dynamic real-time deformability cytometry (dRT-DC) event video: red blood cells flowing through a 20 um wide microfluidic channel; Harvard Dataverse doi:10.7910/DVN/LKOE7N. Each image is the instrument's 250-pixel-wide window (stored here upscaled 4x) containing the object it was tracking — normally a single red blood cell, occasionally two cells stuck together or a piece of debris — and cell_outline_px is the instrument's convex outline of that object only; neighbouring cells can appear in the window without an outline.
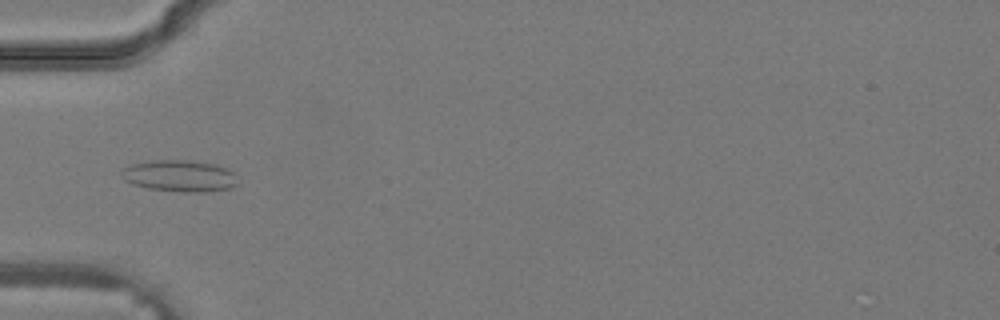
{"species": "common noctule bat (a hibernating species)", "species_latin": "Nyctalus noctula", "temperature_condition": "warm", "stored_images_in_passage": 26, "camera_frame_rate_fps": 3000, "um_per_image_px": 0.085, "animal": {"sex": "male", "body_mass_g": 19.2, "forearm_length_mm": 51.8}, "frame": {"image": 1, "passage_image": 2, "time_ms": 0.333, "image_size_px": [1000, 320], "cell_outline_px": [[236, 184], [228, 188], [208, 192], [184, 192], [148, 188], [132, 184], [124, 180], [120, 172], [124, 168], [132, 164], [156, 160], [188, 160], [216, 164], [228, 168], [236, 172]], "centroid_in_image_um": [15.29, 14.95], "position_along_channel_um": 69.7, "area_um2": 21.44}}
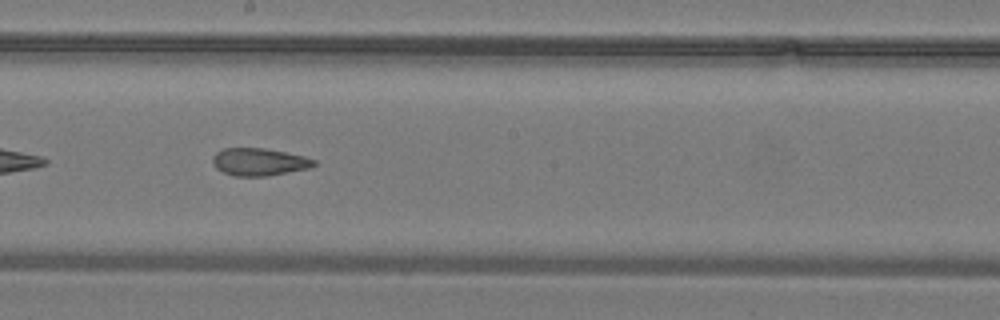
{"frame": {"image": 2, "passage_image": 10, "time_ms": 3.0, "image_size_px": [1000, 320], "cell_outline_px": [[316, 164], [312, 168], [268, 176], [232, 176], [216, 168], [212, 164], [212, 156], [216, 152], [224, 148], [264, 148], [304, 156], [316, 160]], "centroid_in_image_um": [22.03, 13.77], "position_along_channel_um": 226.2, "area_um2": 16.42}}
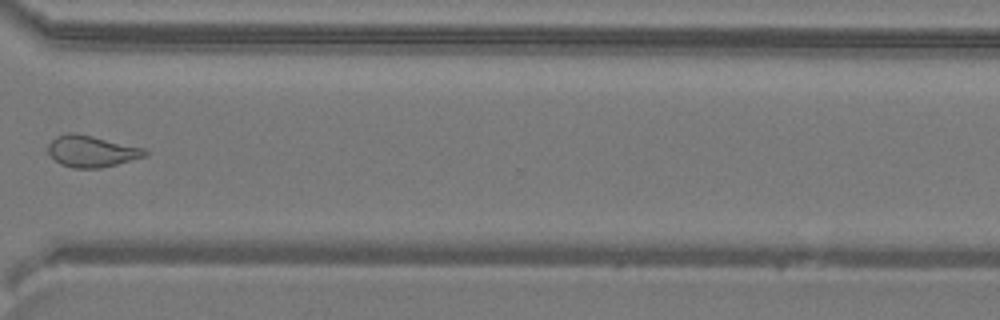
{"frame": {"image": 3, "passage_image": 17, "time_ms": 5.333, "image_size_px": [1000, 320], "cell_outline_px": [[148, 156], [100, 168], [72, 168], [60, 164], [48, 152], [48, 144], [56, 136], [68, 132], [72, 132], [92, 136], [144, 148], [148, 152]], "centroid_in_image_um": [7.78, 12.86], "position_along_channel_um": 362.8, "area_um2": 17.69}}